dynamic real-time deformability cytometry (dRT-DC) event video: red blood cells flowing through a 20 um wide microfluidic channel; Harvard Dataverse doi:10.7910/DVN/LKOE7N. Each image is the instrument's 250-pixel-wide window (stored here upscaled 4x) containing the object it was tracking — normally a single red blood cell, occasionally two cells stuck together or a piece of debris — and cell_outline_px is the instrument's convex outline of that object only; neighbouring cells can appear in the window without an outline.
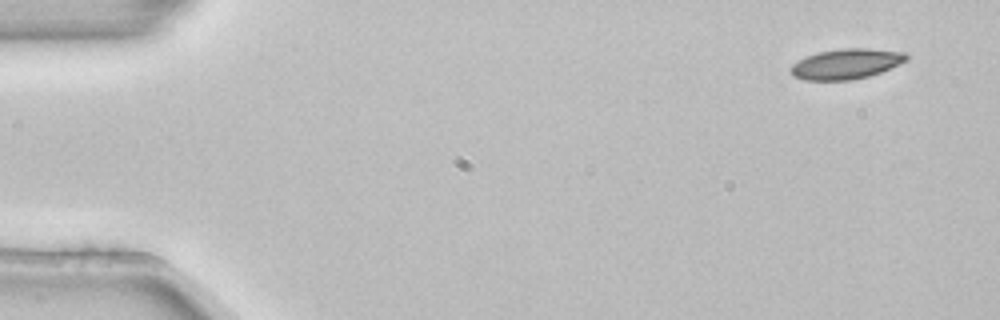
{"species": "common noctule bat (a hibernating species)", "species_latin": "Nyctalus noctula", "temperature_condition": "room temperature", "stored_images_in_passage": 2, "segment_of_instrument_passage": [2, 2], "camera_frame_rate_fps": 3000, "um_per_image_px": 0.085, "animal": {"sex": "female", "body_mass_g": 22.7, "forearm_length_mm": 54.2}, "frame": {"image": 1, "passage_image": 2, "time_ms": 0.333, "image_size_px": [1000, 320], "cell_outline_px": [[908, 60], [880, 72], [868, 76], [852, 80], [804, 80], [792, 76], [788, 68], [792, 64], [808, 56], [820, 52], [840, 48], [868, 48], [908, 52]], "centroid_in_image_um": [71.93, 5.43], "position_along_channel_um": 13.1, "area_um2": 20.46}}